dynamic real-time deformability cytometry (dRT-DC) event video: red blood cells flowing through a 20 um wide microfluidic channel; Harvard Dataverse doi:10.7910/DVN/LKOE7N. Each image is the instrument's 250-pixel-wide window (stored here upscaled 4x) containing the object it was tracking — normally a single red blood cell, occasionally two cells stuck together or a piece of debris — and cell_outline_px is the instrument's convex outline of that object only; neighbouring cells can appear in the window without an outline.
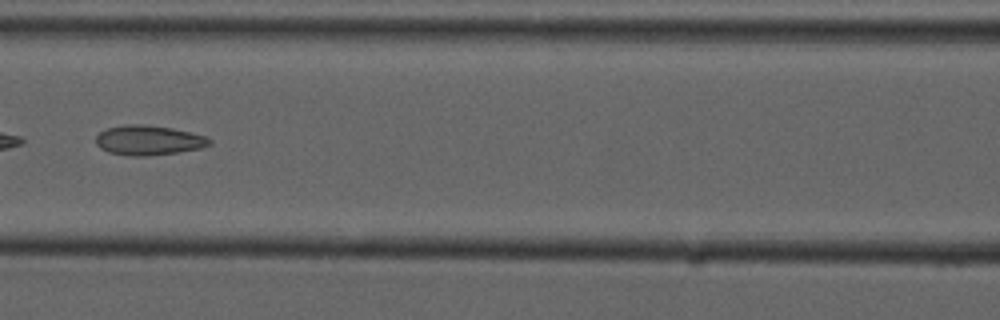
{"species": "common noctule bat (a hibernating species)", "species_latin": "Nyctalus noctula", "temperature_condition": "cold", "stored_images_in_passage": 6, "camera_frame_rate_fps": 3000, "um_per_image_px": 0.085, "animal": {"sex": "male", "forearm_length_mm": 52.5}, "frame": {"image": 1, "passage_image": 5, "time_ms": 5.0, "image_size_px": [1000, 320], "cell_outline_px": [[212, 144], [200, 148], [176, 152], [148, 156], [128, 156], [108, 152], [100, 148], [96, 144], [96, 136], [100, 132], [108, 128], [128, 124], [144, 124], [172, 128], [204, 136], [212, 140]], "centroid_in_image_um": [12.6, 11.93], "position_along_channel_um": 154.0, "area_um2": 19.59}}
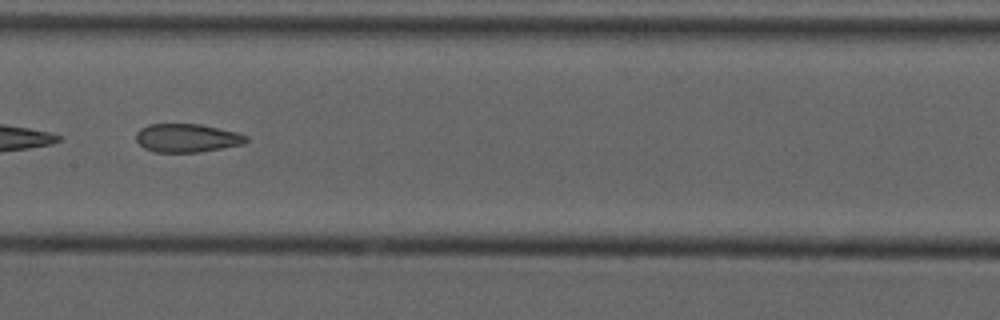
{"frame": {"image": 2, "passage_image": 6, "time_ms": 6.0, "image_size_px": [1000, 320], "cell_outline_px": [[248, 140], [244, 144], [200, 152], [156, 152], [144, 148], [136, 140], [136, 132], [140, 128], [148, 124], [200, 124], [236, 132], [248, 136]], "centroid_in_image_um": [15.89, 11.73], "position_along_channel_um": 191.5, "area_um2": 18.26}}